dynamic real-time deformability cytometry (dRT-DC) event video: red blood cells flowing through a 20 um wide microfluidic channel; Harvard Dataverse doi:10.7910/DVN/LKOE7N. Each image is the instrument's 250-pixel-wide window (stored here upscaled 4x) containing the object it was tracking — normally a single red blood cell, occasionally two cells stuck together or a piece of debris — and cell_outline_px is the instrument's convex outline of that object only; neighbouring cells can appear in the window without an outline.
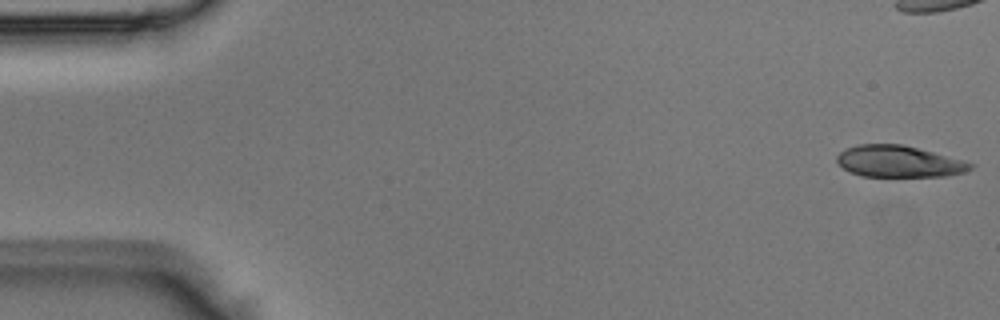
{"species": "Egyptian fruit bat (a non-hibernating species)", "species_latin": "Rousettus aegyptiacus", "temperature_condition": "room temperature", "stored_images_in_passage": 50, "camera_frame_rate_fps": 3000, "um_per_image_px": 0.085, "animal": {"sex": "male"}, "frame": {"image": 1, "passage_image": 1, "time_ms": 0.0, "image_size_px": [1000, 320], "cell_outline_px": [[976, 164], [972, 168], [964, 172], [944, 176], [860, 176], [844, 168], [836, 160], [836, 156], [840, 152], [856, 144], [904, 144]], "centroid_in_image_um": [76.4, 13.72], "position_along_channel_um": 8.6, "area_um2": 24.33}}
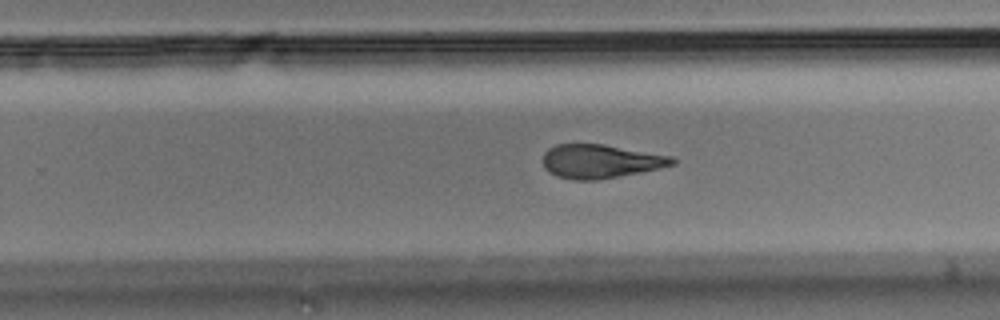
{"frame": {"image": 2, "passage_image": 31, "time_ms": 10.0, "image_size_px": [1000, 320], "cell_outline_px": [[676, 164], [596, 180], [576, 180], [556, 176], [548, 172], [544, 168], [544, 152], [548, 148], [556, 144], [604, 144], [672, 156], [676, 160]], "centroid_in_image_um": [50.99, 13.7], "position_along_channel_um": 278.8, "area_um2": 25.14}}
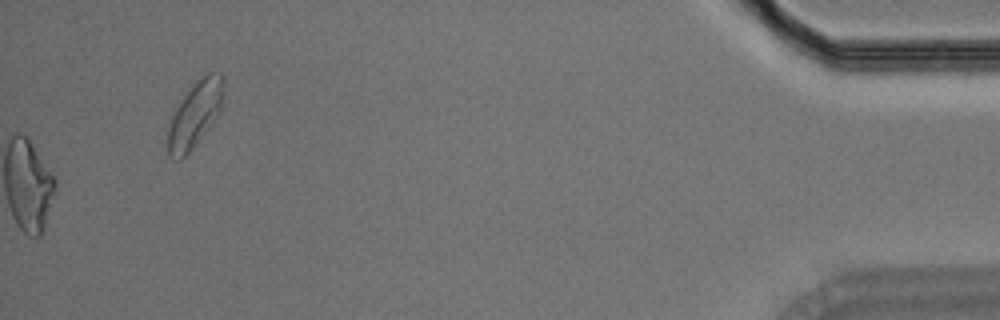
{"frame": {"image": 3, "passage_image": 50, "time_ms": 16.333, "image_size_px": [1000, 320], "cell_outline_px": [[224, 92], [220, 108], [216, 116], [192, 148], [180, 160], [172, 160], [168, 156], [168, 128], [172, 116], [180, 100], [192, 84], [204, 72], [220, 72], [224, 76]], "centroid_in_image_um": [16.57, 9.66], "position_along_channel_um": 418.6, "area_um2": 21.21}}